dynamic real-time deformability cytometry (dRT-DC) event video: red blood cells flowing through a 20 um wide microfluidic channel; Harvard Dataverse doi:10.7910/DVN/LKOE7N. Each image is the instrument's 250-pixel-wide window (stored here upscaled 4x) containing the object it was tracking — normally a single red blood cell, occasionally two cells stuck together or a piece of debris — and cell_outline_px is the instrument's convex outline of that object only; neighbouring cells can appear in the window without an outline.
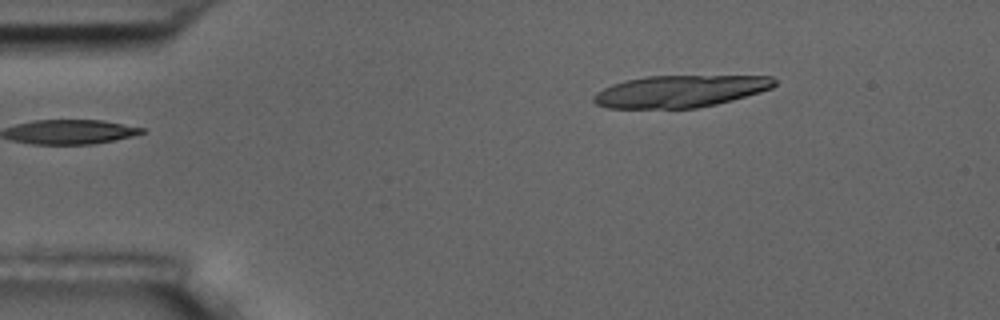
{"species": "common noctule bat (a hibernating species)", "species_latin": "Nyctalus noctula", "temperature_condition": "room temperature", "stored_images_in_passage": 5, "segment_of_instrument_passage": [2, 2], "camera_frame_rate_fps": 3000, "um_per_image_px": 0.085, "animal": {"sex": "male", "body_mass_g": 17.5, "forearm_length_mm": 52.3}, "frame": {"image": 1, "passage_image": 5, "time_ms": 5.333, "image_size_px": [1000, 320], "cell_outline_px": [[776, 84], [772, 88], [760, 92], [732, 100], [716, 104], [696, 108], [608, 108], [596, 104], [592, 100], [592, 96], [596, 92], [612, 84], [624, 80], [648, 76], [772, 76], [776, 80]], "centroid_in_image_um": [57.79, 7.75], "position_along_channel_um": 27.2, "area_um2": 33.76}}